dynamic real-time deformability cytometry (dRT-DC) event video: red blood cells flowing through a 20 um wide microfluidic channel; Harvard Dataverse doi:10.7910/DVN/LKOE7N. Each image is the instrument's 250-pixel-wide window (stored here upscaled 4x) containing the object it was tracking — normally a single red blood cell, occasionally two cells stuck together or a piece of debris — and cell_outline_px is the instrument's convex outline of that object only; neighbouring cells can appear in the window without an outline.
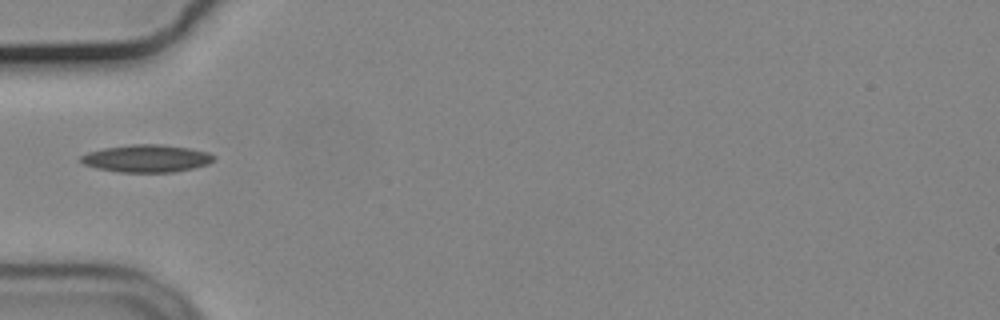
{"species": "common noctule bat (a hibernating species)", "species_latin": "Nyctalus noctula", "temperature_condition": "cold", "stored_images_in_passage": 13, "camera_frame_rate_fps": 3000, "um_per_image_px": 0.085, "animal": {"sex": "male", "body_mass_g": 19.2, "forearm_length_mm": 51.8}, "frame": {"image": 1, "passage_image": 1, "time_ms": 0.0, "image_size_px": [1000, 320], "cell_outline_px": [[216, 156], [208, 164], [192, 168], [172, 172], [120, 172], [96, 168], [84, 164], [80, 160], [80, 156], [88, 152], [104, 148], [132, 144], [160, 144], [188, 148], [208, 152]], "centroid_in_image_um": [12.45, 13.46], "position_along_channel_um": 72.6, "area_um2": 21.15}}
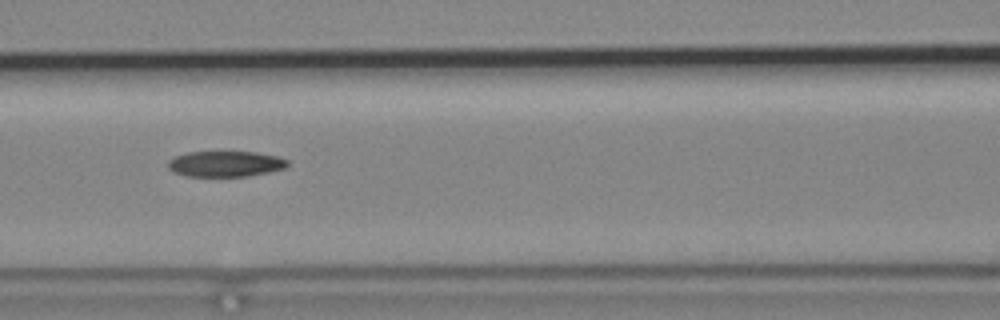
{"frame": {"image": 2, "passage_image": 7, "time_ms": 2.0, "image_size_px": [1000, 320], "cell_outline_px": [[288, 164], [284, 168], [268, 172], [248, 176], [188, 176], [172, 172], [168, 168], [168, 160], [176, 156], [188, 152], [256, 152], [276, 156], [288, 160]], "centroid_in_image_um": [19.14, 13.93], "position_along_channel_um": 147.5, "area_um2": 17.8}}
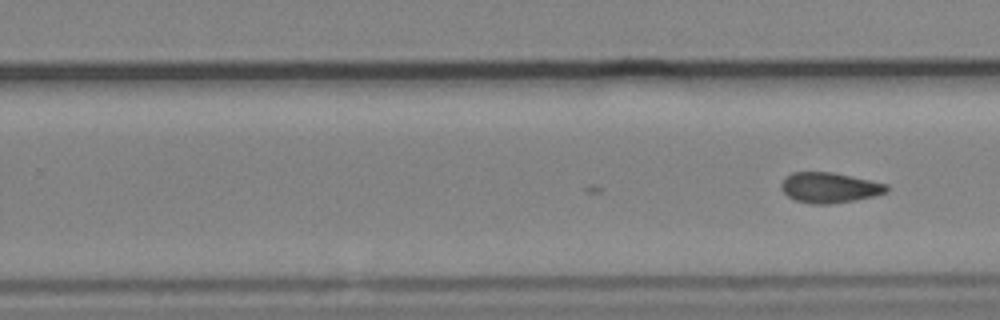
{"frame": {"image": 3, "passage_image": 13, "time_ms": 4.0, "image_size_px": [1000, 320], "cell_outline_px": [[888, 192], [856, 200], [832, 204], [812, 204], [796, 200], [788, 196], [780, 188], [780, 184], [792, 172], [832, 172], [888, 184]], "centroid_in_image_um": [70.51, 15.95], "position_along_channel_um": 259.3, "area_um2": 18.55}}